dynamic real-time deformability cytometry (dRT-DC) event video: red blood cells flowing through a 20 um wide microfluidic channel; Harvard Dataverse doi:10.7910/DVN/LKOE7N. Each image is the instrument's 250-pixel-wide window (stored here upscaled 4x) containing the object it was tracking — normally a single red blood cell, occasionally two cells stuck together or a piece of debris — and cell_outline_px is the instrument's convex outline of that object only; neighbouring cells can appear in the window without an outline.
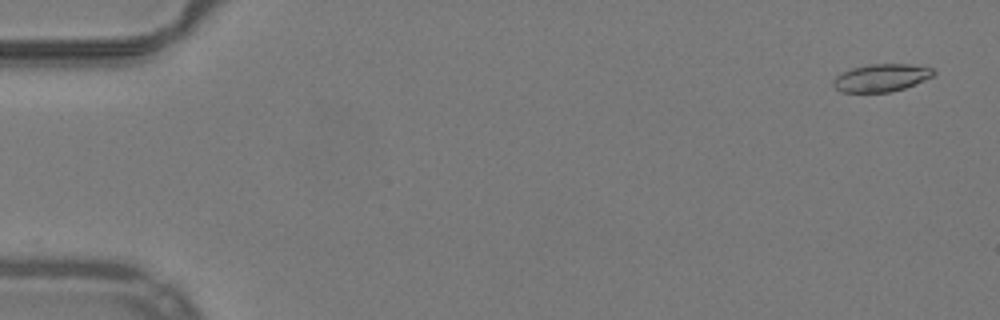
{"species": "common noctule bat (a hibernating species)", "species_latin": "Nyctalus noctula", "temperature_condition": "warm", "stored_images_in_passage": 53, "camera_frame_rate_fps": 3000, "um_per_image_px": 0.085, "animal": {"sex": "male", "body_mass_g": 19.2, "forearm_length_mm": 51.8}, "frame": {"image": 1, "passage_image": 3, "time_ms": 0.667, "image_size_px": [1000, 320], "cell_outline_px": [[936, 72], [932, 76], [924, 80], [904, 88], [888, 92], [840, 92], [832, 84], [832, 80], [840, 72], [852, 68], [868, 64], [908, 64], [932, 68]], "centroid_in_image_um": [74.86, 6.61], "position_along_channel_um": 10.1, "area_um2": 16.13}}
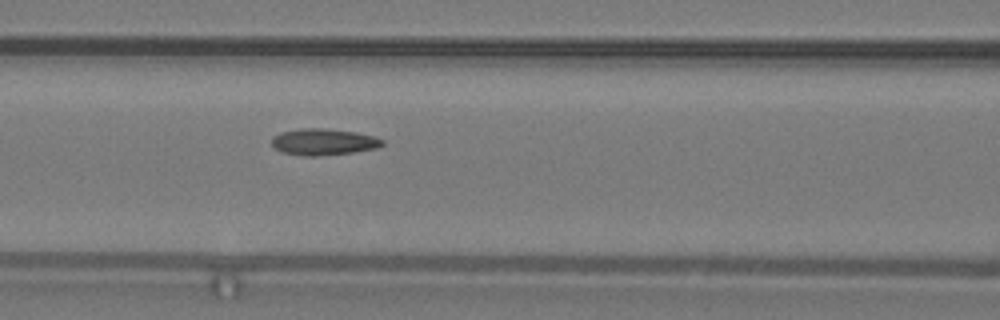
{"frame": {"image": 2, "passage_image": 24, "time_ms": 7.667, "image_size_px": [1000, 320], "cell_outline_px": [[384, 144], [376, 148], [352, 152], [320, 156], [304, 156], [280, 152], [272, 144], [272, 136], [280, 132], [304, 128], [324, 128], [356, 132], [372, 136], [384, 140]], "centroid_in_image_um": [27.47, 12.06], "position_along_channel_um": 139.1, "area_um2": 17.05}}
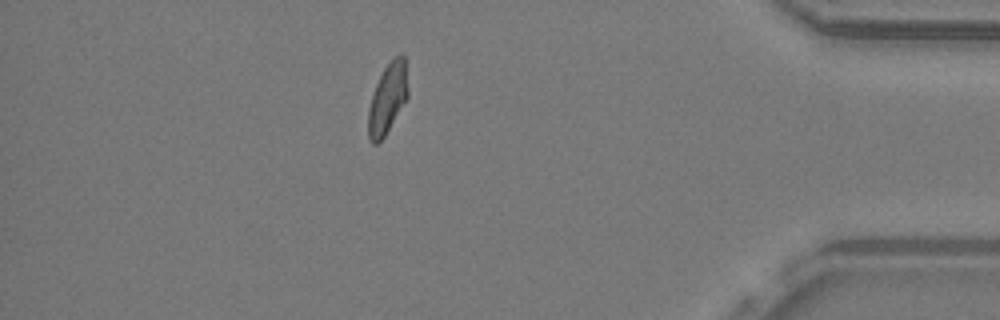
{"frame": {"image": 3, "passage_image": 47, "time_ms": 15.333, "image_size_px": [1000, 320], "cell_outline_px": [[408, 96], [384, 136], [376, 144], [372, 144], [368, 136], [368, 108], [376, 84], [384, 68], [400, 52], [404, 56], [408, 88]], "centroid_in_image_um": [32.93, 8.37], "position_along_channel_um": 402.3, "area_um2": 15.9}, "authors_computed_cell_mechanics": {"area_um2": 16.5308, "velocity_mm_per_s": 3.9734, "shape_relaxation_time_tau1_ms": null, "shape_relaxation_time_tau2_ms": 1.8822, "deformation_change_tau1": null, "deformation_change_tau2": 0.0777}}